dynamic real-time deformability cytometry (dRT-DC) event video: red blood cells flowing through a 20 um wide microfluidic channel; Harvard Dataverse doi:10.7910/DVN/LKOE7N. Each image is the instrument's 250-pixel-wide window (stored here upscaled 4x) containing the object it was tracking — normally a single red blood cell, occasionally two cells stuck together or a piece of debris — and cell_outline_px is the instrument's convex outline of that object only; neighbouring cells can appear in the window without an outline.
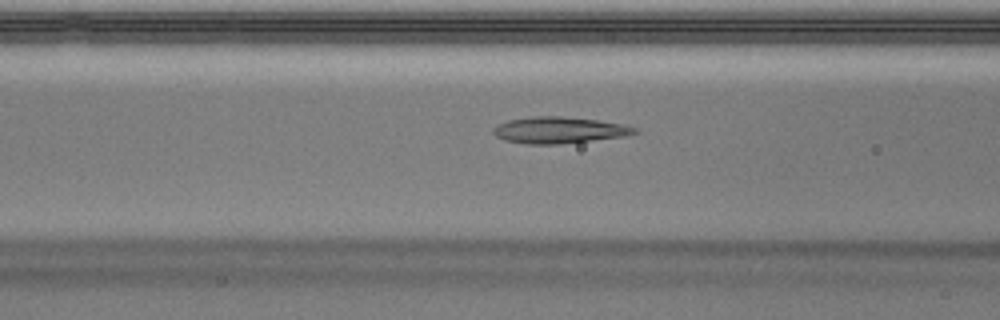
{"species": "Egyptian fruit bat (a non-hibernating species)", "species_latin": "Rousettus aegyptiacus", "temperature_condition": "warm", "stored_images_in_passage": 35, "camera_frame_rate_fps": 3000, "um_per_image_px": 0.085, "animal": {"sex": "male"}, "frame": {"image": 1, "passage_image": 5, "time_ms": 1.333, "image_size_px": [1000, 320], "cell_outline_px": [[640, 132], [624, 136], [560, 144], [528, 144], [504, 140], [496, 136], [492, 132], [492, 128], [496, 124], [508, 120], [532, 116], [564, 116], [596, 120], [624, 124], [636, 128]], "centroid_in_image_um": [47.49, 11.05], "position_along_channel_um": 119.1, "area_um2": 21.85}}
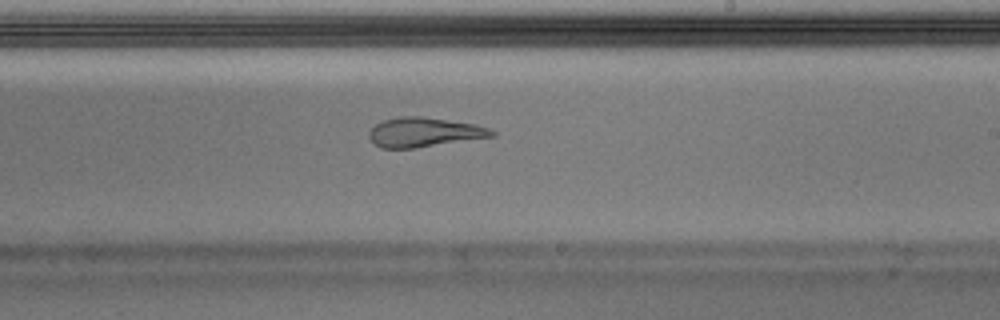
{"frame": {"image": 2, "passage_image": 15, "time_ms": 4.667, "image_size_px": [1000, 320], "cell_outline_px": [[496, 136], [416, 148], [380, 148], [368, 136], [368, 132], [376, 124], [384, 120], [396, 116], [420, 116], [476, 124], [492, 128], [496, 132]], "centroid_in_image_um": [36.09, 11.24], "position_along_channel_um": 252.9, "area_um2": 21.21}}
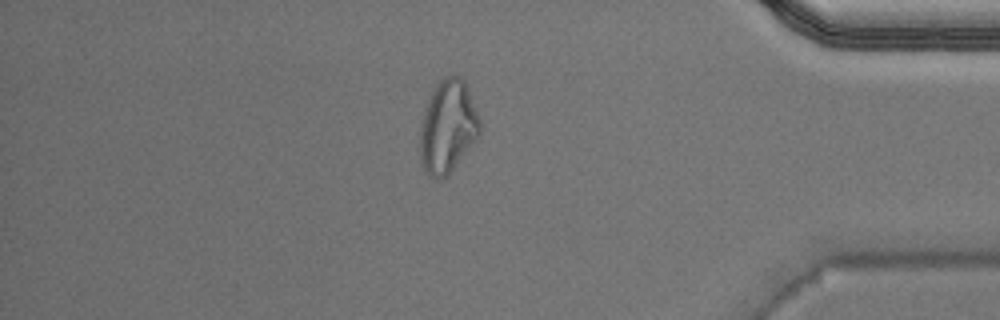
{"frame": {"image": 3, "passage_image": 28, "time_ms": 9.0, "image_size_px": [1000, 320], "cell_outline_px": [[480, 132], [476, 140], [448, 176], [444, 180], [436, 180], [428, 176], [420, 164], [420, 124], [424, 112], [432, 92], [436, 84], [444, 76], [460, 76], [464, 80], [480, 120]], "centroid_in_image_um": [38.04, 10.84], "position_along_channel_um": 397.2, "area_um2": 32.48}}